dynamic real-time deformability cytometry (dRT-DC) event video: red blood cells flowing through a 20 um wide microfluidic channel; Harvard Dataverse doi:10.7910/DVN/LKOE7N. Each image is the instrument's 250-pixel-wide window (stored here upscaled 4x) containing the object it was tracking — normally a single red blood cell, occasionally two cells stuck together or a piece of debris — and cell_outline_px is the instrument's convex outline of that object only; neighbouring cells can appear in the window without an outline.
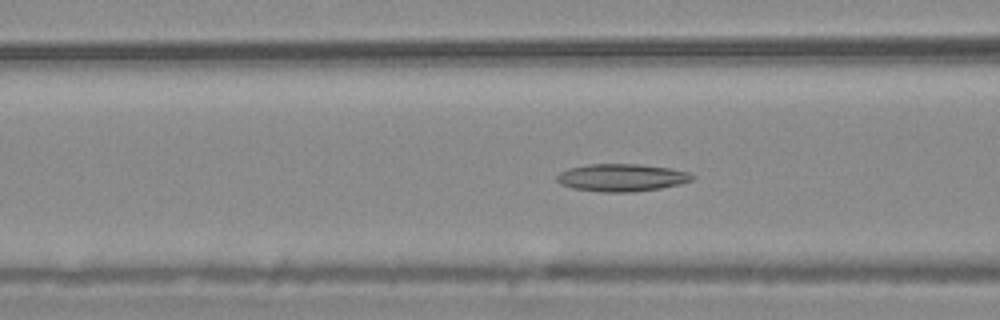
{"species": "common noctule bat (a hibernating species)", "species_latin": "Nyctalus noctula", "temperature_condition": "warm", "stored_images_in_passage": 56, "camera_frame_rate_fps": 3000, "um_per_image_px": 0.085, "animal": {"sex": "male", "body_mass_g": 20.4}, "frame": {"image": 1, "passage_image": 22, "time_ms": 7.0, "image_size_px": [1000, 320], "cell_outline_px": [[696, 176], [692, 180], [680, 184], [660, 188], [632, 192], [600, 192], [572, 188], [560, 184], [556, 180], [556, 176], [560, 172], [568, 168], [588, 164], [640, 164], [672, 168], [688, 172]], "centroid_in_image_um": [52.84, 15.09], "position_along_channel_um": 113.8, "area_um2": 21.91}}
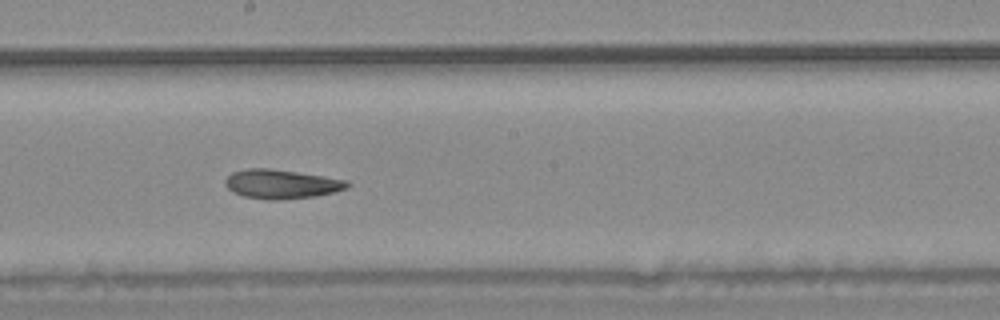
{"frame": {"image": 2, "passage_image": 31, "time_ms": 10.0, "image_size_px": [1000, 320], "cell_outline_px": [[352, 184], [348, 188], [316, 196], [276, 200], [268, 200], [244, 196], [232, 192], [224, 184], [224, 180], [232, 172], [248, 168], [272, 168], [348, 180]], "centroid_in_image_um": [23.91, 15.64], "position_along_channel_um": 224.3, "area_um2": 20.81}}
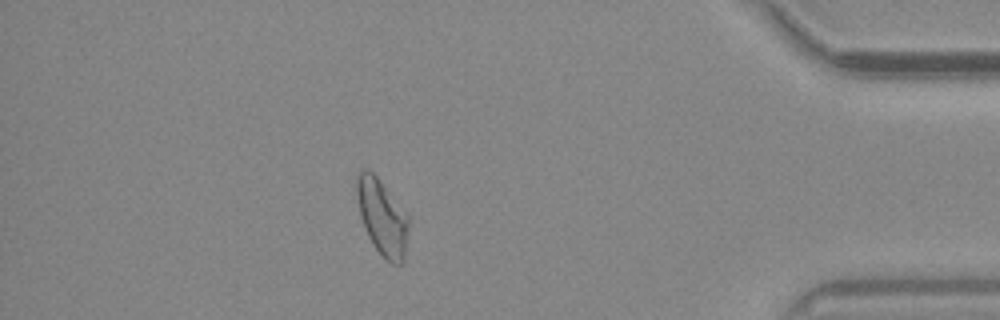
{"frame": {"image": 3, "passage_image": 49, "time_ms": 16.0, "image_size_px": [1000, 320], "cell_outline_px": [[408, 228], [404, 260], [400, 264], [392, 264], [372, 244], [368, 236], [360, 216], [356, 196], [356, 172], [364, 168], [368, 168], [376, 176], [408, 216]], "centroid_in_image_um": [32.45, 18.43], "position_along_channel_um": 402.8, "area_um2": 22.6}, "authors_computed_cell_mechanics": {"area_um2": 22.0796, "velocity_mm_per_s": 3.6789, "shape_relaxation_time_tau1_ms": 7.7038, "shape_relaxation_time_tau2_ms": null, "deformation_change_tau1": 0.1827, "deformation_change_tau2": null}}